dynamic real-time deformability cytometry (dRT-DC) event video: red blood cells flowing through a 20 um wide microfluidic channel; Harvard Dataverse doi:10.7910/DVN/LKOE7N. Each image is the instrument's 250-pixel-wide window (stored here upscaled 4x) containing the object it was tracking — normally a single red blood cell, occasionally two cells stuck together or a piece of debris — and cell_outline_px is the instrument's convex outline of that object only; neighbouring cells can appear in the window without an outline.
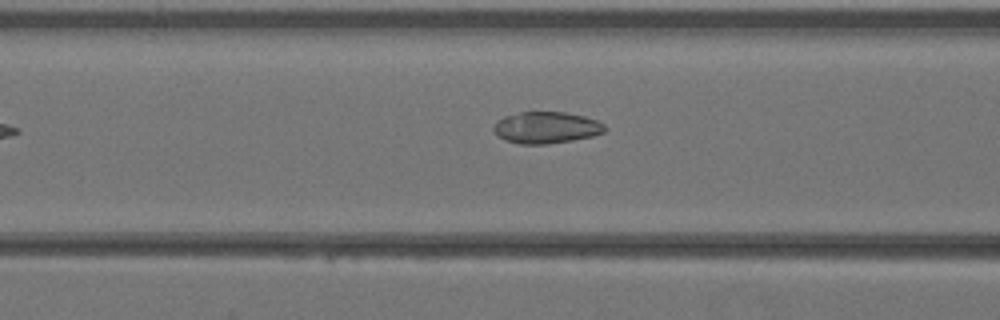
{"species": "Egyptian fruit bat (a non-hibernating species)", "species_latin": "Rousettus aegyptiacus", "temperature_condition": "warm", "stored_images_in_passage": 8, "camera_frame_rate_fps": 3000, "um_per_image_px": 0.085, "animal": {"sex": "female"}, "frame": {"image": 1, "passage_image": 6, "time_ms": 1.667, "image_size_px": [1000, 320], "cell_outline_px": [[608, 128], [604, 132], [592, 136], [572, 140], [548, 144], [520, 144], [508, 140], [500, 136], [492, 128], [496, 120], [504, 116], [520, 112], [564, 112], [584, 116], [596, 120], [604, 124]], "centroid_in_image_um": [46.45, 10.83], "position_along_channel_um": 120.2, "area_um2": 20.4}}